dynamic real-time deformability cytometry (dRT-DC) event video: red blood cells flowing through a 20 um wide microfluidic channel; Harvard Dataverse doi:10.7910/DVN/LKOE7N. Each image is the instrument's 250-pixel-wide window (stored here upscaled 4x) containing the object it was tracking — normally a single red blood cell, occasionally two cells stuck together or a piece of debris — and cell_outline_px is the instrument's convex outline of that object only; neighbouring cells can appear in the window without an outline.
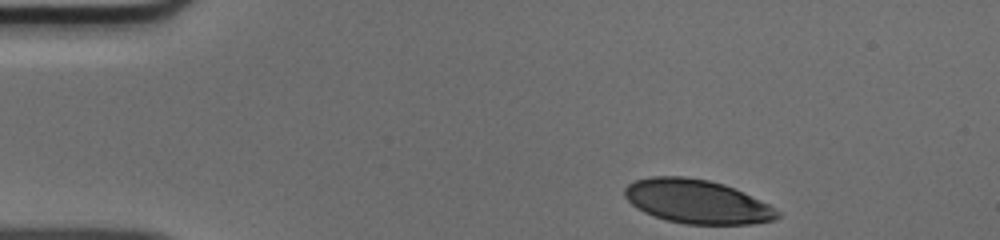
{"species": "human", "species_latin": "Homo sapiens", "temperature_condition": "cold", "stored_images_in_passage": 35, "camera_frame_rate_fps": 3000, "um_per_image_px": 0.085, "donor": {"sex": "male"}, "frame": {"image": 1, "passage_image": 1, "time_ms": 0.0, "image_size_px": [1000, 240], "cell_outline_px": [[780, 216], [772, 220], [752, 224], [684, 224], [668, 220], [644, 212], [636, 208], [624, 196], [624, 188], [628, 184], [636, 180], [648, 176], [684, 176], [708, 180], [724, 184], [768, 204], [780, 212]], "centroid_in_image_um": [59.21, 17.13], "position_along_channel_um": 25.8, "area_um2": 38.78}}
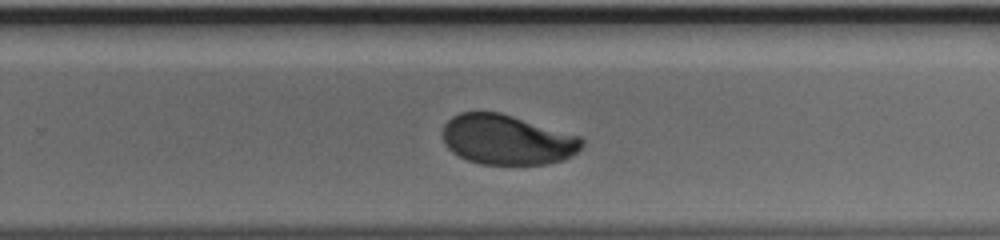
{"frame": {"image": 2, "passage_image": 26, "time_ms": 8.333, "image_size_px": [1000, 240], "cell_outline_px": [[584, 144], [572, 156], [564, 160], [548, 164], [480, 164], [468, 160], [452, 152], [444, 144], [444, 124], [452, 116], [460, 112], [500, 112], [580, 136], [584, 140]], "centroid_in_image_um": [43.11, 11.88], "position_along_channel_um": 286.7, "area_um2": 40.52}}
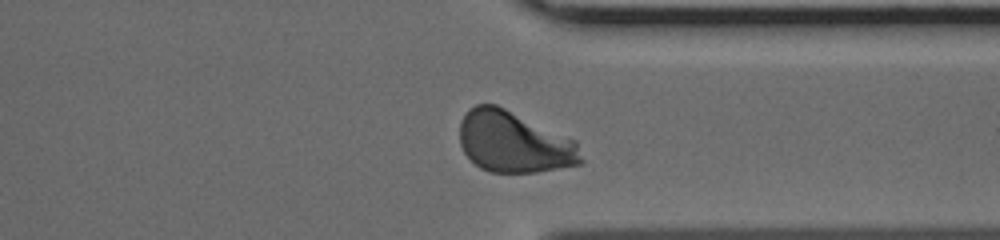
{"frame": {"image": 3, "passage_image": 32, "time_ms": 10.333, "image_size_px": [1000, 240], "cell_outline_px": [[584, 160], [580, 164], [536, 172], [488, 172], [480, 168], [464, 152], [460, 144], [460, 120], [468, 108], [476, 104], [496, 104], [576, 140]], "centroid_in_image_um": [43.68, 12.07], "position_along_channel_um": 367.7, "area_um2": 43.41}}